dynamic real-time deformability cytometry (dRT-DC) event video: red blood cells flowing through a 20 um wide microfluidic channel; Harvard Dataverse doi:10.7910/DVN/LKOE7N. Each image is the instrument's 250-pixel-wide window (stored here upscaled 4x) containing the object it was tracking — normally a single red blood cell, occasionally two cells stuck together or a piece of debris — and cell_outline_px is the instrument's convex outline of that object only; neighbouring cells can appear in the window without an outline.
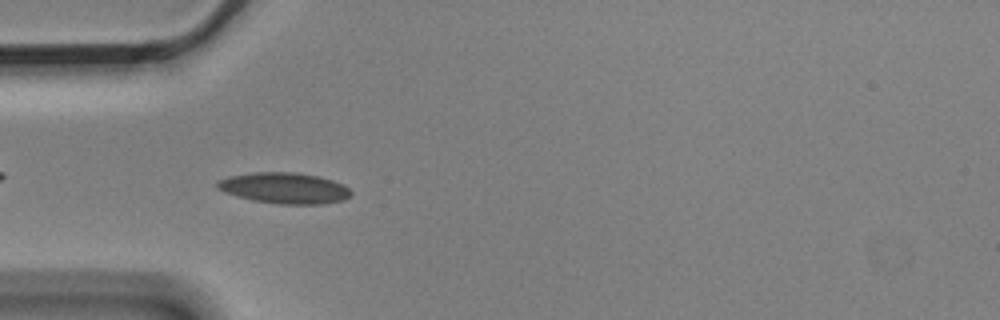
{"species": "Egyptian fruit bat (a non-hibernating species)", "species_latin": "Rousettus aegyptiacus", "temperature_condition": "cold", "stored_images_in_passage": 5, "camera_frame_rate_fps": 3000, "um_per_image_px": 0.085, "animal": {"sex": "male"}, "frame": {"image": 1, "passage_image": 4, "time_ms": 1.0, "image_size_px": [1000, 320], "cell_outline_px": [[352, 192], [344, 200], [320, 204], [280, 204], [252, 200], [236, 196], [224, 192], [216, 188], [216, 180], [228, 176], [256, 172], [296, 172], [320, 176], [344, 184]], "centroid_in_image_um": [24.15, 15.98], "position_along_channel_um": 60.9, "area_um2": 24.28}}
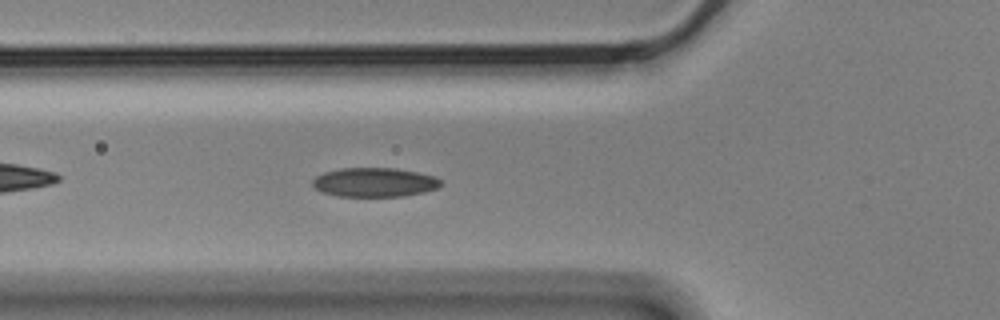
{"frame": {"image": 2, "passage_image": 5, "time_ms": 1.333, "image_size_px": [1000, 320], "cell_outline_px": [[444, 184], [436, 188], [424, 192], [404, 196], [336, 196], [320, 192], [312, 184], [312, 180], [316, 176], [324, 172], [340, 168], [396, 168], [436, 176]], "centroid_in_image_um": [31.83, 15.49], "position_along_channel_um": 94.0, "area_um2": 21.91}}